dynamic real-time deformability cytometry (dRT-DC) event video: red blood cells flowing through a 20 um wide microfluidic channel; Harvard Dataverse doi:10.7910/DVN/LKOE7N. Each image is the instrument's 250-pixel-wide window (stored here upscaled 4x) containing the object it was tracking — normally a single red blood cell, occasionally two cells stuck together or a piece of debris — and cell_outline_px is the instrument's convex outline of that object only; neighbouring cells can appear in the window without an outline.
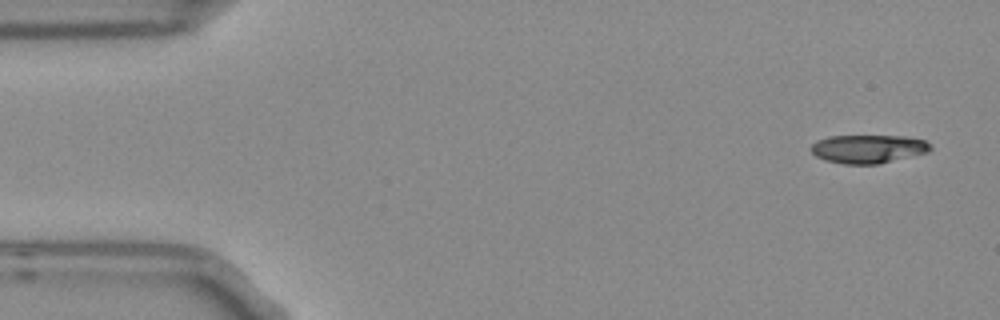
{"species": "Egyptian fruit bat (a non-hibernating species)", "species_latin": "Rousettus aegyptiacus", "temperature_condition": "room temperature", "stored_images_in_passage": 6, "camera_frame_rate_fps": 3000, "um_per_image_px": 0.085, "frame": {"image": 1, "passage_image": 1, "time_ms": 0.0, "image_size_px": [1000, 320], "cell_outline_px": [[932, 148], [928, 152], [880, 164], [844, 164], [824, 160], [816, 156], [808, 148], [816, 140], [828, 136], [904, 136], [924, 140]], "centroid_in_image_um": [73.75, 12.66], "position_along_channel_um": 11.3, "area_um2": 19.88}}
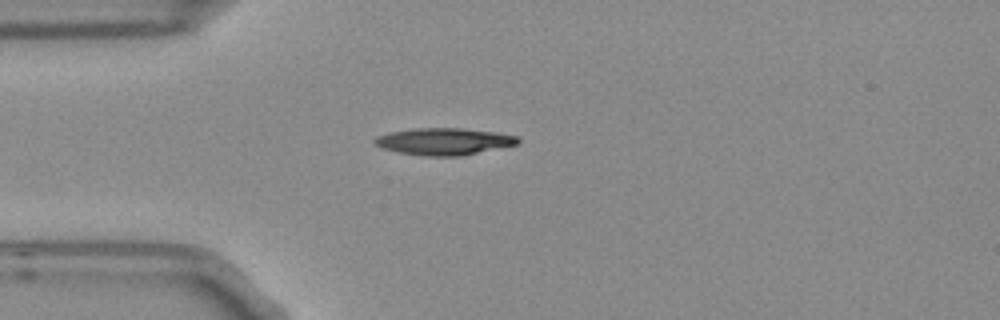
{"frame": {"image": 2, "passage_image": 4, "time_ms": 1.0, "image_size_px": [1000, 320], "cell_outline_px": [[520, 144], [460, 156], [428, 156], [400, 152], [384, 148], [376, 144], [372, 140], [376, 136], [392, 132], [416, 128], [460, 128], [496, 132], [520, 136]], "centroid_in_image_um": [37.81, 12.02], "position_along_channel_um": 47.2, "area_um2": 22.37}}
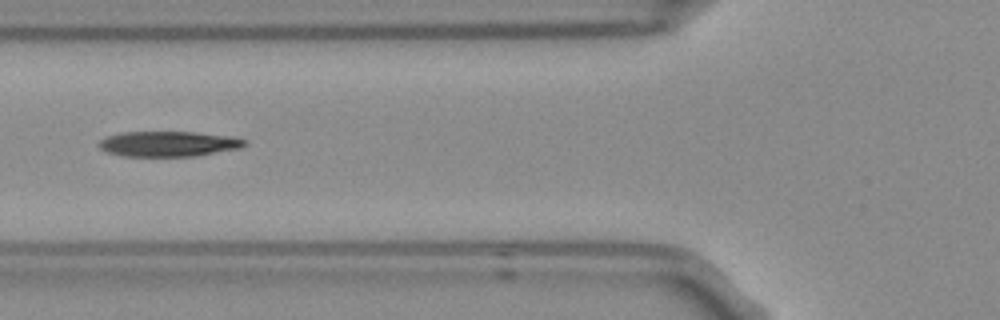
{"frame": {"image": 3, "passage_image": 6, "time_ms": 1.667, "image_size_px": [1000, 320], "cell_outline_px": [[248, 144], [240, 148], [196, 156], [124, 156], [108, 152], [100, 148], [96, 144], [100, 140], [108, 136], [124, 132], [196, 132], [232, 136], [248, 140]], "centroid_in_image_um": [14.36, 12.22], "position_along_channel_um": 111.4, "area_um2": 21.56}}